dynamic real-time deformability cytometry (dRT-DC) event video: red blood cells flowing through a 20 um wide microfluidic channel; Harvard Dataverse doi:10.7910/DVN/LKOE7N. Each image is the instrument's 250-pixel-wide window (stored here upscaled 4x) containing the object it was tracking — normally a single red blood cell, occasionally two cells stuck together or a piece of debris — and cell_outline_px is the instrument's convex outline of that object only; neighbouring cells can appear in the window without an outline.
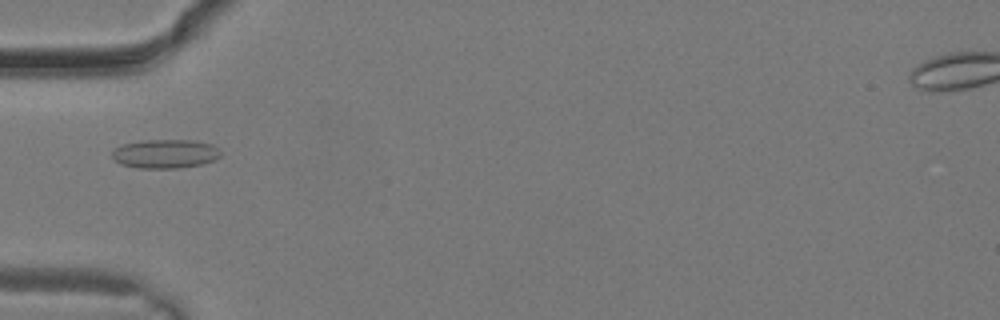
{"species": "common noctule bat (a hibernating species)", "species_latin": "Nyctalus noctula", "temperature_condition": "warm", "stored_images_in_passage": 29, "camera_frame_rate_fps": 3000, "um_per_image_px": 0.085, "animal": {"sex": "male", "body_mass_g": 19.2, "forearm_length_mm": 51.8}, "frame": {"image": 1, "passage_image": 10, "time_ms": 3.0, "image_size_px": [1000, 320], "cell_outline_px": [[220, 156], [212, 160], [200, 164], [176, 168], [140, 168], [120, 164], [112, 156], [112, 152], [116, 148], [124, 144], [144, 140], [192, 140], [212, 144], [220, 152]], "centroid_in_image_um": [14.03, 13.07], "position_along_channel_um": 71.0, "area_um2": 17.98}}
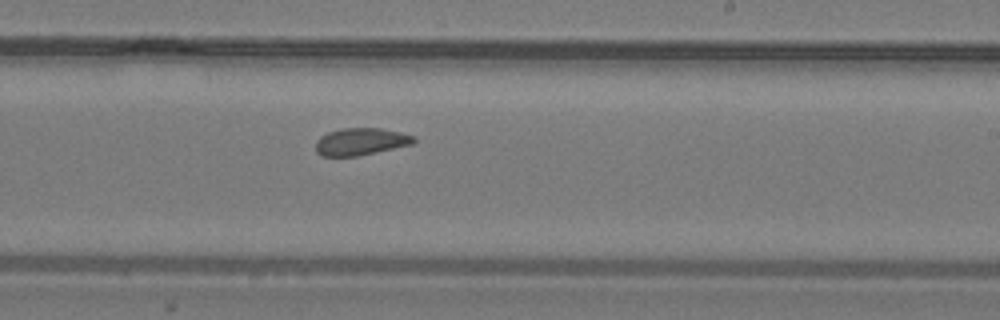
{"frame": {"image": 2, "passage_image": 18, "time_ms": 5.667, "image_size_px": [1000, 320], "cell_outline_px": [[416, 140], [412, 144], [356, 156], [320, 156], [316, 152], [316, 140], [320, 136], [328, 132], [340, 128], [380, 128], [400, 132], [416, 136]], "centroid_in_image_um": [30.64, 12.03], "position_along_channel_um": 258.4, "area_um2": 15.55}}
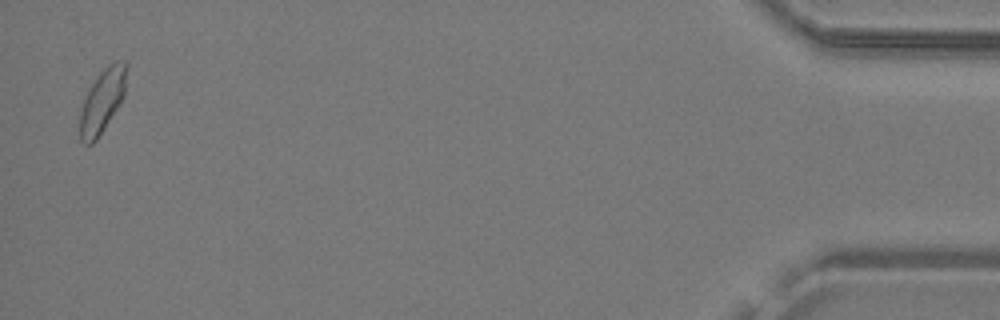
{"frame": {"image": 3, "passage_image": 29, "time_ms": 9.333, "image_size_px": [1000, 320], "cell_outline_px": [[128, 68], [124, 96], [104, 128], [96, 140], [92, 144], [84, 144], [80, 140], [80, 112], [84, 96], [88, 88], [100, 72], [108, 64], [116, 60], [124, 60], [128, 64]], "centroid_in_image_um": [8.7, 8.52], "position_along_channel_um": 426.5, "area_um2": 17.46}}